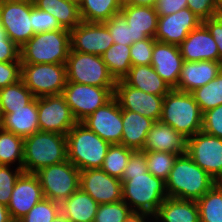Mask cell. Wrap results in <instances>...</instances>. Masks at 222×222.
Wrapping results in <instances>:
<instances>
[{
	"mask_svg": "<svg viewBox=\"0 0 222 222\" xmlns=\"http://www.w3.org/2000/svg\"><path fill=\"white\" fill-rule=\"evenodd\" d=\"M217 182L187 154L176 158L165 181L168 197L198 200Z\"/></svg>",
	"mask_w": 222,
	"mask_h": 222,
	"instance_id": "6da1fadb",
	"label": "cell"
},
{
	"mask_svg": "<svg viewBox=\"0 0 222 222\" xmlns=\"http://www.w3.org/2000/svg\"><path fill=\"white\" fill-rule=\"evenodd\" d=\"M66 160V135L39 130L24 138L22 168L25 173L35 174L41 168Z\"/></svg>",
	"mask_w": 222,
	"mask_h": 222,
	"instance_id": "7a4b0ae2",
	"label": "cell"
},
{
	"mask_svg": "<svg viewBox=\"0 0 222 222\" xmlns=\"http://www.w3.org/2000/svg\"><path fill=\"white\" fill-rule=\"evenodd\" d=\"M122 200L132 211L155 215L159 206L168 198L165 181L151 173L123 175Z\"/></svg>",
	"mask_w": 222,
	"mask_h": 222,
	"instance_id": "3957f363",
	"label": "cell"
},
{
	"mask_svg": "<svg viewBox=\"0 0 222 222\" xmlns=\"http://www.w3.org/2000/svg\"><path fill=\"white\" fill-rule=\"evenodd\" d=\"M202 116L192 93L171 89L164 96L159 121L189 138L202 131Z\"/></svg>",
	"mask_w": 222,
	"mask_h": 222,
	"instance_id": "277c9868",
	"label": "cell"
},
{
	"mask_svg": "<svg viewBox=\"0 0 222 222\" xmlns=\"http://www.w3.org/2000/svg\"><path fill=\"white\" fill-rule=\"evenodd\" d=\"M70 49L68 29L37 33L20 48L21 64H66Z\"/></svg>",
	"mask_w": 222,
	"mask_h": 222,
	"instance_id": "5b68a950",
	"label": "cell"
},
{
	"mask_svg": "<svg viewBox=\"0 0 222 222\" xmlns=\"http://www.w3.org/2000/svg\"><path fill=\"white\" fill-rule=\"evenodd\" d=\"M67 160L80 171L101 168L111 144L77 122L67 133Z\"/></svg>",
	"mask_w": 222,
	"mask_h": 222,
	"instance_id": "8992f818",
	"label": "cell"
},
{
	"mask_svg": "<svg viewBox=\"0 0 222 222\" xmlns=\"http://www.w3.org/2000/svg\"><path fill=\"white\" fill-rule=\"evenodd\" d=\"M67 82L115 87L116 80L109 73L100 55L72 51L66 62Z\"/></svg>",
	"mask_w": 222,
	"mask_h": 222,
	"instance_id": "52a82bcc",
	"label": "cell"
},
{
	"mask_svg": "<svg viewBox=\"0 0 222 222\" xmlns=\"http://www.w3.org/2000/svg\"><path fill=\"white\" fill-rule=\"evenodd\" d=\"M44 198L61 203L79 189L80 170L69 160L41 168L35 173Z\"/></svg>",
	"mask_w": 222,
	"mask_h": 222,
	"instance_id": "ba28073f",
	"label": "cell"
},
{
	"mask_svg": "<svg viewBox=\"0 0 222 222\" xmlns=\"http://www.w3.org/2000/svg\"><path fill=\"white\" fill-rule=\"evenodd\" d=\"M21 79L35 98L62 94L66 64H21Z\"/></svg>",
	"mask_w": 222,
	"mask_h": 222,
	"instance_id": "9c48e42d",
	"label": "cell"
},
{
	"mask_svg": "<svg viewBox=\"0 0 222 222\" xmlns=\"http://www.w3.org/2000/svg\"><path fill=\"white\" fill-rule=\"evenodd\" d=\"M115 87L66 82L62 95L77 122H82L114 96Z\"/></svg>",
	"mask_w": 222,
	"mask_h": 222,
	"instance_id": "30bf717a",
	"label": "cell"
},
{
	"mask_svg": "<svg viewBox=\"0 0 222 222\" xmlns=\"http://www.w3.org/2000/svg\"><path fill=\"white\" fill-rule=\"evenodd\" d=\"M31 10L32 1L0 0V25L7 37L19 48L35 35L30 18Z\"/></svg>",
	"mask_w": 222,
	"mask_h": 222,
	"instance_id": "8fae6325",
	"label": "cell"
},
{
	"mask_svg": "<svg viewBox=\"0 0 222 222\" xmlns=\"http://www.w3.org/2000/svg\"><path fill=\"white\" fill-rule=\"evenodd\" d=\"M187 155L217 183L222 179V138L197 132L187 138Z\"/></svg>",
	"mask_w": 222,
	"mask_h": 222,
	"instance_id": "7c38bea8",
	"label": "cell"
},
{
	"mask_svg": "<svg viewBox=\"0 0 222 222\" xmlns=\"http://www.w3.org/2000/svg\"><path fill=\"white\" fill-rule=\"evenodd\" d=\"M40 131L67 135L77 123L62 94L37 98Z\"/></svg>",
	"mask_w": 222,
	"mask_h": 222,
	"instance_id": "4fadbf2b",
	"label": "cell"
},
{
	"mask_svg": "<svg viewBox=\"0 0 222 222\" xmlns=\"http://www.w3.org/2000/svg\"><path fill=\"white\" fill-rule=\"evenodd\" d=\"M81 123L109 144H121L122 109L115 96Z\"/></svg>",
	"mask_w": 222,
	"mask_h": 222,
	"instance_id": "5bb4252c",
	"label": "cell"
},
{
	"mask_svg": "<svg viewBox=\"0 0 222 222\" xmlns=\"http://www.w3.org/2000/svg\"><path fill=\"white\" fill-rule=\"evenodd\" d=\"M114 96L121 109L139 113L154 121L160 120L164 96L149 94L133 88L122 79L116 81Z\"/></svg>",
	"mask_w": 222,
	"mask_h": 222,
	"instance_id": "9a60e30c",
	"label": "cell"
},
{
	"mask_svg": "<svg viewBox=\"0 0 222 222\" xmlns=\"http://www.w3.org/2000/svg\"><path fill=\"white\" fill-rule=\"evenodd\" d=\"M114 41L104 23L81 21L70 30L71 50L102 55Z\"/></svg>",
	"mask_w": 222,
	"mask_h": 222,
	"instance_id": "2e32d148",
	"label": "cell"
},
{
	"mask_svg": "<svg viewBox=\"0 0 222 222\" xmlns=\"http://www.w3.org/2000/svg\"><path fill=\"white\" fill-rule=\"evenodd\" d=\"M79 188L89 194L98 204L122 200V182L101 168L80 171Z\"/></svg>",
	"mask_w": 222,
	"mask_h": 222,
	"instance_id": "e0dca14e",
	"label": "cell"
},
{
	"mask_svg": "<svg viewBox=\"0 0 222 222\" xmlns=\"http://www.w3.org/2000/svg\"><path fill=\"white\" fill-rule=\"evenodd\" d=\"M44 198L38 176L23 172L17 179L7 208L11 219L19 221Z\"/></svg>",
	"mask_w": 222,
	"mask_h": 222,
	"instance_id": "ac0fdd59",
	"label": "cell"
},
{
	"mask_svg": "<svg viewBox=\"0 0 222 222\" xmlns=\"http://www.w3.org/2000/svg\"><path fill=\"white\" fill-rule=\"evenodd\" d=\"M201 23L202 20L188 8L167 16H158L155 40L179 46Z\"/></svg>",
	"mask_w": 222,
	"mask_h": 222,
	"instance_id": "d6986e66",
	"label": "cell"
},
{
	"mask_svg": "<svg viewBox=\"0 0 222 222\" xmlns=\"http://www.w3.org/2000/svg\"><path fill=\"white\" fill-rule=\"evenodd\" d=\"M183 62L178 45L154 41L151 66L171 89L177 87Z\"/></svg>",
	"mask_w": 222,
	"mask_h": 222,
	"instance_id": "ffe728a7",
	"label": "cell"
},
{
	"mask_svg": "<svg viewBox=\"0 0 222 222\" xmlns=\"http://www.w3.org/2000/svg\"><path fill=\"white\" fill-rule=\"evenodd\" d=\"M179 50L184 61L219 62L217 43L203 23L189 33L179 45Z\"/></svg>",
	"mask_w": 222,
	"mask_h": 222,
	"instance_id": "44dd1931",
	"label": "cell"
},
{
	"mask_svg": "<svg viewBox=\"0 0 222 222\" xmlns=\"http://www.w3.org/2000/svg\"><path fill=\"white\" fill-rule=\"evenodd\" d=\"M142 151H162L179 156L184 155L187 154V138L171 126L155 121L146 136Z\"/></svg>",
	"mask_w": 222,
	"mask_h": 222,
	"instance_id": "7402d4cb",
	"label": "cell"
},
{
	"mask_svg": "<svg viewBox=\"0 0 222 222\" xmlns=\"http://www.w3.org/2000/svg\"><path fill=\"white\" fill-rule=\"evenodd\" d=\"M222 72V62L217 61H184L175 90L191 93L208 84Z\"/></svg>",
	"mask_w": 222,
	"mask_h": 222,
	"instance_id": "603a6c76",
	"label": "cell"
},
{
	"mask_svg": "<svg viewBox=\"0 0 222 222\" xmlns=\"http://www.w3.org/2000/svg\"><path fill=\"white\" fill-rule=\"evenodd\" d=\"M120 12L131 27L132 44L146 38H155L158 13L154 7L128 5Z\"/></svg>",
	"mask_w": 222,
	"mask_h": 222,
	"instance_id": "cb8c5ba5",
	"label": "cell"
},
{
	"mask_svg": "<svg viewBox=\"0 0 222 222\" xmlns=\"http://www.w3.org/2000/svg\"><path fill=\"white\" fill-rule=\"evenodd\" d=\"M1 128L22 138L39 131L37 98L23 108L11 109V113L1 115Z\"/></svg>",
	"mask_w": 222,
	"mask_h": 222,
	"instance_id": "d4e9b609",
	"label": "cell"
},
{
	"mask_svg": "<svg viewBox=\"0 0 222 222\" xmlns=\"http://www.w3.org/2000/svg\"><path fill=\"white\" fill-rule=\"evenodd\" d=\"M154 123V120L139 113L122 109L123 130L121 145L134 151L142 150L146 136Z\"/></svg>",
	"mask_w": 222,
	"mask_h": 222,
	"instance_id": "484cf974",
	"label": "cell"
},
{
	"mask_svg": "<svg viewBox=\"0 0 222 222\" xmlns=\"http://www.w3.org/2000/svg\"><path fill=\"white\" fill-rule=\"evenodd\" d=\"M154 218L155 222H200L197 201L168 197Z\"/></svg>",
	"mask_w": 222,
	"mask_h": 222,
	"instance_id": "4316f807",
	"label": "cell"
},
{
	"mask_svg": "<svg viewBox=\"0 0 222 222\" xmlns=\"http://www.w3.org/2000/svg\"><path fill=\"white\" fill-rule=\"evenodd\" d=\"M122 80L133 88L153 95L165 96L171 90L151 65L132 66Z\"/></svg>",
	"mask_w": 222,
	"mask_h": 222,
	"instance_id": "83f0119b",
	"label": "cell"
},
{
	"mask_svg": "<svg viewBox=\"0 0 222 222\" xmlns=\"http://www.w3.org/2000/svg\"><path fill=\"white\" fill-rule=\"evenodd\" d=\"M99 204L80 188L60 203V212L71 222H94Z\"/></svg>",
	"mask_w": 222,
	"mask_h": 222,
	"instance_id": "f1b7e54d",
	"label": "cell"
},
{
	"mask_svg": "<svg viewBox=\"0 0 222 222\" xmlns=\"http://www.w3.org/2000/svg\"><path fill=\"white\" fill-rule=\"evenodd\" d=\"M34 6L54 16L59 24L68 30L75 28L82 20L79 5L67 0H33Z\"/></svg>",
	"mask_w": 222,
	"mask_h": 222,
	"instance_id": "f546056e",
	"label": "cell"
},
{
	"mask_svg": "<svg viewBox=\"0 0 222 222\" xmlns=\"http://www.w3.org/2000/svg\"><path fill=\"white\" fill-rule=\"evenodd\" d=\"M117 0H80L79 13L82 21L104 23L121 11Z\"/></svg>",
	"mask_w": 222,
	"mask_h": 222,
	"instance_id": "4dcf8cb0",
	"label": "cell"
},
{
	"mask_svg": "<svg viewBox=\"0 0 222 222\" xmlns=\"http://www.w3.org/2000/svg\"><path fill=\"white\" fill-rule=\"evenodd\" d=\"M34 98V95L25 86L22 79L0 88V114L6 115L11 113V109L23 108Z\"/></svg>",
	"mask_w": 222,
	"mask_h": 222,
	"instance_id": "1f68e13d",
	"label": "cell"
},
{
	"mask_svg": "<svg viewBox=\"0 0 222 222\" xmlns=\"http://www.w3.org/2000/svg\"><path fill=\"white\" fill-rule=\"evenodd\" d=\"M101 57L109 73L116 81L123 79L132 67L130 45L113 43Z\"/></svg>",
	"mask_w": 222,
	"mask_h": 222,
	"instance_id": "d6a6232c",
	"label": "cell"
},
{
	"mask_svg": "<svg viewBox=\"0 0 222 222\" xmlns=\"http://www.w3.org/2000/svg\"><path fill=\"white\" fill-rule=\"evenodd\" d=\"M23 147L24 138L0 127V165L22 168Z\"/></svg>",
	"mask_w": 222,
	"mask_h": 222,
	"instance_id": "836d02e7",
	"label": "cell"
},
{
	"mask_svg": "<svg viewBox=\"0 0 222 222\" xmlns=\"http://www.w3.org/2000/svg\"><path fill=\"white\" fill-rule=\"evenodd\" d=\"M200 222H222V188L216 183L197 200Z\"/></svg>",
	"mask_w": 222,
	"mask_h": 222,
	"instance_id": "e575fe53",
	"label": "cell"
},
{
	"mask_svg": "<svg viewBox=\"0 0 222 222\" xmlns=\"http://www.w3.org/2000/svg\"><path fill=\"white\" fill-rule=\"evenodd\" d=\"M198 103L201 112L215 108L222 104V72L208 84L191 92Z\"/></svg>",
	"mask_w": 222,
	"mask_h": 222,
	"instance_id": "d590c367",
	"label": "cell"
},
{
	"mask_svg": "<svg viewBox=\"0 0 222 222\" xmlns=\"http://www.w3.org/2000/svg\"><path fill=\"white\" fill-rule=\"evenodd\" d=\"M133 151L121 144L110 145L101 169L110 176L121 179Z\"/></svg>",
	"mask_w": 222,
	"mask_h": 222,
	"instance_id": "8d00e7d4",
	"label": "cell"
},
{
	"mask_svg": "<svg viewBox=\"0 0 222 222\" xmlns=\"http://www.w3.org/2000/svg\"><path fill=\"white\" fill-rule=\"evenodd\" d=\"M179 155L162 151L146 152L148 172L166 181Z\"/></svg>",
	"mask_w": 222,
	"mask_h": 222,
	"instance_id": "74e56055",
	"label": "cell"
},
{
	"mask_svg": "<svg viewBox=\"0 0 222 222\" xmlns=\"http://www.w3.org/2000/svg\"><path fill=\"white\" fill-rule=\"evenodd\" d=\"M60 213V203L43 198L39 201L20 222H52Z\"/></svg>",
	"mask_w": 222,
	"mask_h": 222,
	"instance_id": "f35d334b",
	"label": "cell"
},
{
	"mask_svg": "<svg viewBox=\"0 0 222 222\" xmlns=\"http://www.w3.org/2000/svg\"><path fill=\"white\" fill-rule=\"evenodd\" d=\"M131 212V208L123 200L99 204L94 222H124Z\"/></svg>",
	"mask_w": 222,
	"mask_h": 222,
	"instance_id": "ab89813d",
	"label": "cell"
},
{
	"mask_svg": "<svg viewBox=\"0 0 222 222\" xmlns=\"http://www.w3.org/2000/svg\"><path fill=\"white\" fill-rule=\"evenodd\" d=\"M104 24L108 28L114 43L132 45L131 27L121 12L112 16L108 21H105Z\"/></svg>",
	"mask_w": 222,
	"mask_h": 222,
	"instance_id": "60d3db41",
	"label": "cell"
},
{
	"mask_svg": "<svg viewBox=\"0 0 222 222\" xmlns=\"http://www.w3.org/2000/svg\"><path fill=\"white\" fill-rule=\"evenodd\" d=\"M12 167V168H11ZM0 165V203L8 205L15 183L24 172L23 168Z\"/></svg>",
	"mask_w": 222,
	"mask_h": 222,
	"instance_id": "b9f144b4",
	"label": "cell"
},
{
	"mask_svg": "<svg viewBox=\"0 0 222 222\" xmlns=\"http://www.w3.org/2000/svg\"><path fill=\"white\" fill-rule=\"evenodd\" d=\"M30 18L32 19V28L35 34L54 31L63 28L58 20L52 16L50 13L45 12L44 10L38 9L34 6L32 1V10L30 12Z\"/></svg>",
	"mask_w": 222,
	"mask_h": 222,
	"instance_id": "7bdbcfd3",
	"label": "cell"
},
{
	"mask_svg": "<svg viewBox=\"0 0 222 222\" xmlns=\"http://www.w3.org/2000/svg\"><path fill=\"white\" fill-rule=\"evenodd\" d=\"M154 41L155 38H146L137 41L130 46L132 66L151 65Z\"/></svg>",
	"mask_w": 222,
	"mask_h": 222,
	"instance_id": "ee69618b",
	"label": "cell"
},
{
	"mask_svg": "<svg viewBox=\"0 0 222 222\" xmlns=\"http://www.w3.org/2000/svg\"><path fill=\"white\" fill-rule=\"evenodd\" d=\"M202 131L222 138V104L203 112Z\"/></svg>",
	"mask_w": 222,
	"mask_h": 222,
	"instance_id": "f6af8a7d",
	"label": "cell"
},
{
	"mask_svg": "<svg viewBox=\"0 0 222 222\" xmlns=\"http://www.w3.org/2000/svg\"><path fill=\"white\" fill-rule=\"evenodd\" d=\"M187 8L202 21L213 18L218 11L216 0H187Z\"/></svg>",
	"mask_w": 222,
	"mask_h": 222,
	"instance_id": "bcb514c9",
	"label": "cell"
},
{
	"mask_svg": "<svg viewBox=\"0 0 222 222\" xmlns=\"http://www.w3.org/2000/svg\"><path fill=\"white\" fill-rule=\"evenodd\" d=\"M21 79V61L0 62V88L16 83Z\"/></svg>",
	"mask_w": 222,
	"mask_h": 222,
	"instance_id": "7dc6e473",
	"label": "cell"
},
{
	"mask_svg": "<svg viewBox=\"0 0 222 222\" xmlns=\"http://www.w3.org/2000/svg\"><path fill=\"white\" fill-rule=\"evenodd\" d=\"M20 60V48L6 35L5 30L0 31V62H15Z\"/></svg>",
	"mask_w": 222,
	"mask_h": 222,
	"instance_id": "c3c4849f",
	"label": "cell"
},
{
	"mask_svg": "<svg viewBox=\"0 0 222 222\" xmlns=\"http://www.w3.org/2000/svg\"><path fill=\"white\" fill-rule=\"evenodd\" d=\"M148 172L146 152L142 150L133 151L129 157L128 164L123 175H138Z\"/></svg>",
	"mask_w": 222,
	"mask_h": 222,
	"instance_id": "681fc988",
	"label": "cell"
},
{
	"mask_svg": "<svg viewBox=\"0 0 222 222\" xmlns=\"http://www.w3.org/2000/svg\"><path fill=\"white\" fill-rule=\"evenodd\" d=\"M202 23L206 26L217 43L219 62H222V20L215 15L213 18L203 20Z\"/></svg>",
	"mask_w": 222,
	"mask_h": 222,
	"instance_id": "f907efd6",
	"label": "cell"
},
{
	"mask_svg": "<svg viewBox=\"0 0 222 222\" xmlns=\"http://www.w3.org/2000/svg\"><path fill=\"white\" fill-rule=\"evenodd\" d=\"M187 8V0H159L155 9L158 16H167Z\"/></svg>",
	"mask_w": 222,
	"mask_h": 222,
	"instance_id": "816d5d0a",
	"label": "cell"
},
{
	"mask_svg": "<svg viewBox=\"0 0 222 222\" xmlns=\"http://www.w3.org/2000/svg\"><path fill=\"white\" fill-rule=\"evenodd\" d=\"M124 222H155V218L145 212L132 211Z\"/></svg>",
	"mask_w": 222,
	"mask_h": 222,
	"instance_id": "f5cc1de1",
	"label": "cell"
},
{
	"mask_svg": "<svg viewBox=\"0 0 222 222\" xmlns=\"http://www.w3.org/2000/svg\"><path fill=\"white\" fill-rule=\"evenodd\" d=\"M0 222H13L6 205L0 203Z\"/></svg>",
	"mask_w": 222,
	"mask_h": 222,
	"instance_id": "db71d44e",
	"label": "cell"
},
{
	"mask_svg": "<svg viewBox=\"0 0 222 222\" xmlns=\"http://www.w3.org/2000/svg\"><path fill=\"white\" fill-rule=\"evenodd\" d=\"M159 0H132V5L134 6H150L156 7Z\"/></svg>",
	"mask_w": 222,
	"mask_h": 222,
	"instance_id": "11a10c76",
	"label": "cell"
},
{
	"mask_svg": "<svg viewBox=\"0 0 222 222\" xmlns=\"http://www.w3.org/2000/svg\"><path fill=\"white\" fill-rule=\"evenodd\" d=\"M52 222H71V221L60 212L58 216L55 219H53Z\"/></svg>",
	"mask_w": 222,
	"mask_h": 222,
	"instance_id": "9f6ffc18",
	"label": "cell"
},
{
	"mask_svg": "<svg viewBox=\"0 0 222 222\" xmlns=\"http://www.w3.org/2000/svg\"><path fill=\"white\" fill-rule=\"evenodd\" d=\"M117 2L119 3L121 8L132 5V0H117Z\"/></svg>",
	"mask_w": 222,
	"mask_h": 222,
	"instance_id": "6f0895ef",
	"label": "cell"
},
{
	"mask_svg": "<svg viewBox=\"0 0 222 222\" xmlns=\"http://www.w3.org/2000/svg\"><path fill=\"white\" fill-rule=\"evenodd\" d=\"M217 16L222 20V6L218 8Z\"/></svg>",
	"mask_w": 222,
	"mask_h": 222,
	"instance_id": "680465c9",
	"label": "cell"
},
{
	"mask_svg": "<svg viewBox=\"0 0 222 222\" xmlns=\"http://www.w3.org/2000/svg\"><path fill=\"white\" fill-rule=\"evenodd\" d=\"M67 1H71V2H73V3H76L77 5L80 4V0H67Z\"/></svg>",
	"mask_w": 222,
	"mask_h": 222,
	"instance_id": "91938a15",
	"label": "cell"
},
{
	"mask_svg": "<svg viewBox=\"0 0 222 222\" xmlns=\"http://www.w3.org/2000/svg\"><path fill=\"white\" fill-rule=\"evenodd\" d=\"M218 8L222 6V0H216Z\"/></svg>",
	"mask_w": 222,
	"mask_h": 222,
	"instance_id": "94428289",
	"label": "cell"
},
{
	"mask_svg": "<svg viewBox=\"0 0 222 222\" xmlns=\"http://www.w3.org/2000/svg\"><path fill=\"white\" fill-rule=\"evenodd\" d=\"M5 1H33V0H5Z\"/></svg>",
	"mask_w": 222,
	"mask_h": 222,
	"instance_id": "6125c7cd",
	"label": "cell"
},
{
	"mask_svg": "<svg viewBox=\"0 0 222 222\" xmlns=\"http://www.w3.org/2000/svg\"><path fill=\"white\" fill-rule=\"evenodd\" d=\"M218 184L221 186L222 188V179L218 182Z\"/></svg>",
	"mask_w": 222,
	"mask_h": 222,
	"instance_id": "be15d7a7",
	"label": "cell"
}]
</instances>
